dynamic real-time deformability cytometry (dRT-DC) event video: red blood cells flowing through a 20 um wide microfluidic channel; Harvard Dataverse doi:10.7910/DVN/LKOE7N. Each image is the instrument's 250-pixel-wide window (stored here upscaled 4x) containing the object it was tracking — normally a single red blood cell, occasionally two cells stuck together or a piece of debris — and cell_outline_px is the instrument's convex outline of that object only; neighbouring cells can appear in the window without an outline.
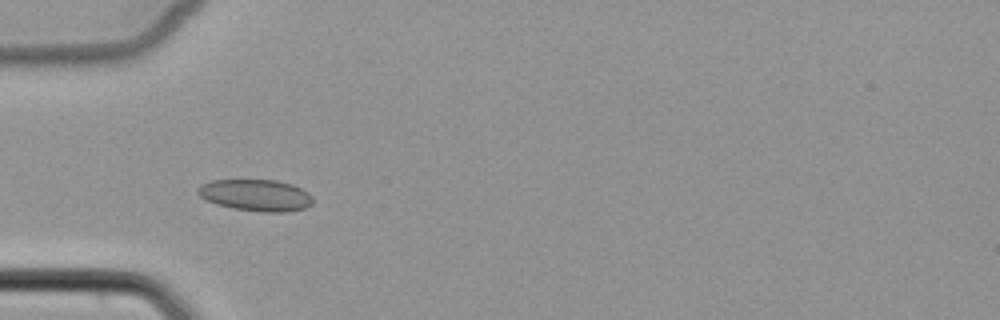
{"species": "common noctule bat (a hibernating species)", "species_latin": "Nyctalus noctula", "temperature_condition": "cold", "stored_images_in_passage": 6, "camera_frame_rate_fps": 3000, "um_per_image_px": 0.085, "animal": {"sex": "female", "body_mass_g": 22.7, "forearm_length_mm": 54.2}, "frame": {"image": 1, "passage_image": 4, "time_ms": 3.667, "image_size_px": [1000, 320], "cell_outline_px": [[312, 204], [304, 208], [288, 212], [264, 212], [232, 208], [216, 204], [200, 196], [196, 192], [196, 188], [200, 184], [212, 180], [276, 180], [292, 184], [308, 192], [312, 196]], "centroid_in_image_um": [21.73, 16.59], "position_along_channel_um": 63.3, "area_um2": 21.27}}
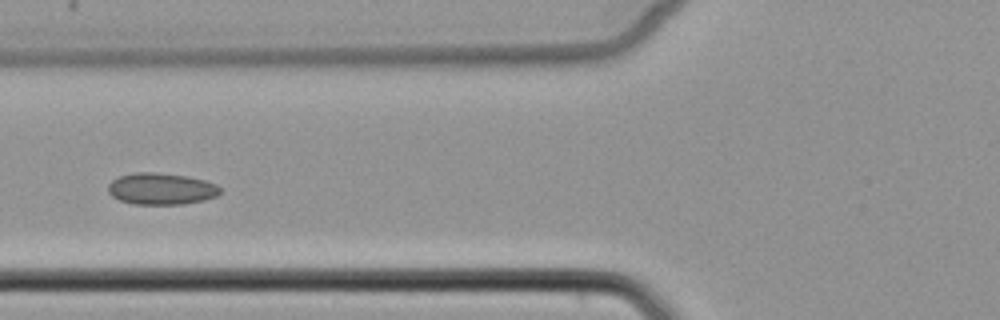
{"frame": {"image": 2, "passage_image": 5, "time_ms": 5.0, "image_size_px": [1000, 320], "cell_outline_px": [[220, 192], [216, 196], [204, 200], [184, 204], [132, 204], [120, 200], [112, 196], [108, 192], [108, 184], [112, 180], [120, 176], [136, 172], [156, 172], [188, 176], [204, 180], [216, 184], [220, 188]], "centroid_in_image_um": [13.69, 16.04], "position_along_channel_um": 112.1, "area_um2": 20.69}}
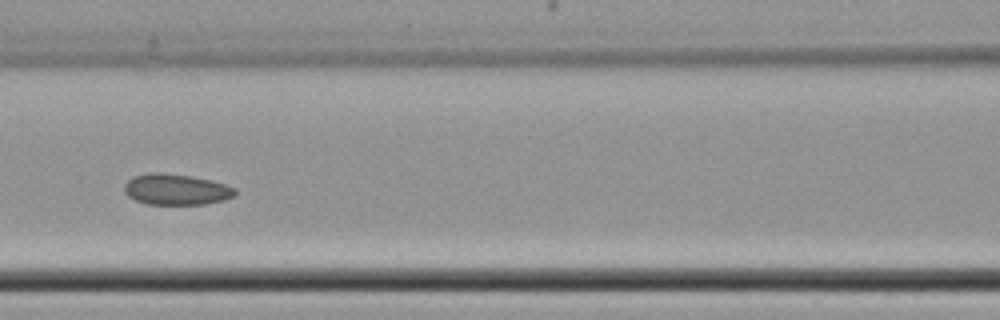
{"frame": {"image": 3, "passage_image": 6, "time_ms": 6.0, "image_size_px": [1000, 320], "cell_outline_px": [[236, 196], [224, 200], [204, 204], [148, 204], [136, 200], [128, 196], [124, 192], [124, 184], [132, 176], [148, 172], [160, 172], [192, 176], [212, 180], [236, 188]], "centroid_in_image_um": [14.97, 16.09], "position_along_channel_um": 151.6, "area_um2": 20.17}}